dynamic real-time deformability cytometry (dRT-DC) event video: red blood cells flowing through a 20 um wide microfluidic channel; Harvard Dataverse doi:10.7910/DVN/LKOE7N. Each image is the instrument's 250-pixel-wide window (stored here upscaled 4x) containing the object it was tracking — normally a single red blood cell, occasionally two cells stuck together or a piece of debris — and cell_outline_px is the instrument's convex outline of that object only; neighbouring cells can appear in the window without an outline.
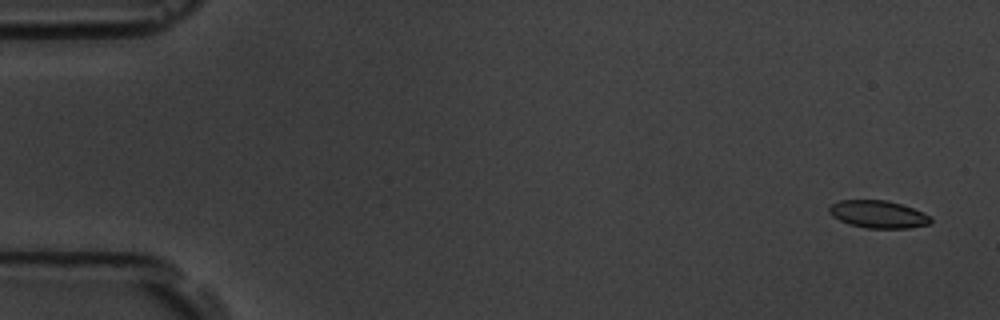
{"species": "common noctule bat (a hibernating species)", "species_latin": "Nyctalus noctula", "temperature_condition": "room temperature", "stored_images_in_passage": 5, "camera_frame_rate_fps": 3000, "um_per_image_px": 0.085, "animal": {"sex": "male", "body_mass_g": 19.5, "forearm_length_mm": 54.6}, "frame": {"image": 1, "passage_image": 1, "time_ms": 0.0, "image_size_px": [1000, 320], "cell_outline_px": [[932, 220], [928, 224], [908, 228], [868, 228], [848, 224], [832, 216], [828, 212], [828, 208], [832, 204], [840, 200], [888, 200], [912, 208], [932, 216]], "centroid_in_image_um": [74.63, 18.21], "position_along_channel_um": 10.4, "area_um2": 16.24}}
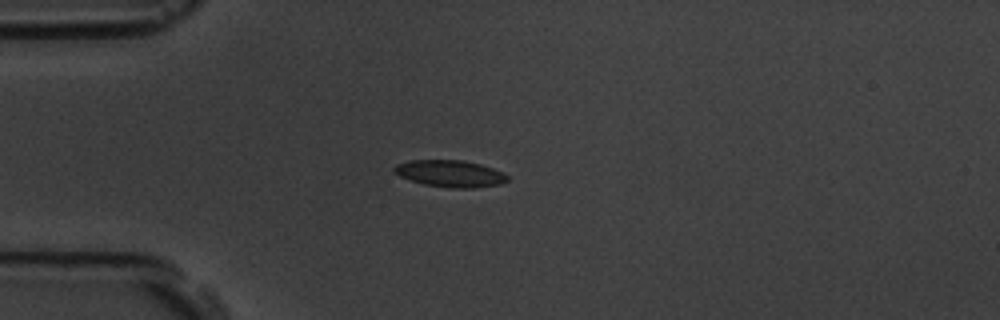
{"frame": {"image": 2, "passage_image": 5, "time_ms": 4.333, "image_size_px": [1000, 320], "cell_outline_px": [[508, 180], [500, 184], [476, 188], [448, 188], [424, 184], [400, 176], [392, 172], [392, 168], [396, 164], [408, 160], [460, 160], [480, 164], [504, 172], [508, 176]], "centroid_in_image_um": [38.25, 14.75], "position_along_channel_um": 46.7, "area_um2": 17.8}}